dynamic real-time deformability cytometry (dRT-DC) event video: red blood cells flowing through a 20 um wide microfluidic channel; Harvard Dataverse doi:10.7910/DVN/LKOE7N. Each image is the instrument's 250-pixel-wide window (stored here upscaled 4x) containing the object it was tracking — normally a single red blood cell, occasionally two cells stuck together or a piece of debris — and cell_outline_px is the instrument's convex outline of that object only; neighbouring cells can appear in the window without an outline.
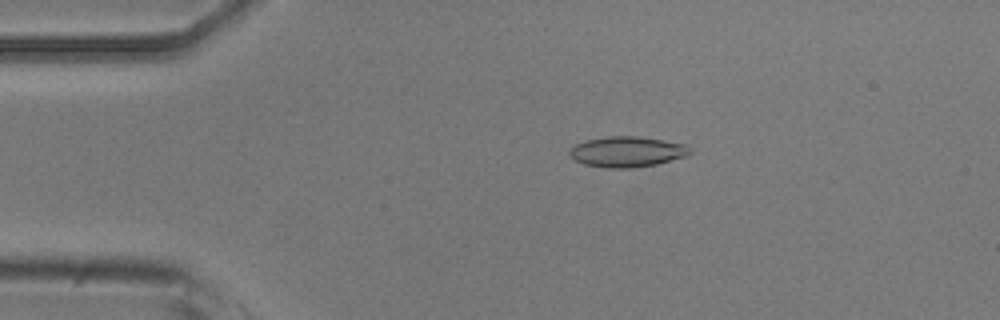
{"species": "common noctule bat (a hibernating species)", "species_latin": "Nyctalus noctula", "temperature_condition": "room temperature", "stored_images_in_passage": 52, "camera_frame_rate_fps": 3000, "um_per_image_px": 0.085, "animal": {"sex": "male", "body_mass_g": 20.5, "forearm_length_mm": 52.5}, "frame": {"image": 1, "passage_image": 10, "time_ms": 3.0, "image_size_px": [1000, 320], "cell_outline_px": [[688, 156], [656, 164], [632, 168], [608, 168], [584, 164], [576, 160], [568, 152], [576, 144], [584, 140], [608, 136], [636, 136], [688, 144]], "centroid_in_image_um": [53.3, 12.89], "position_along_channel_um": 31.7, "area_um2": 21.27}}
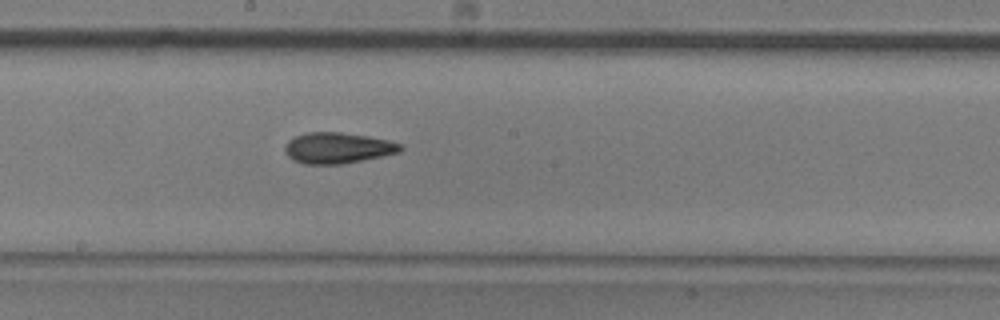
{"frame": {"image": 2, "passage_image": 28, "time_ms": 9.0, "image_size_px": [1000, 320], "cell_outline_px": [[404, 148], [400, 152], [340, 164], [304, 164], [292, 160], [288, 156], [284, 148], [288, 140], [296, 136], [308, 132], [340, 132], [368, 136], [388, 140], [400, 144]], "centroid_in_image_um": [28.68, 12.57], "position_along_channel_um": 219.5, "area_um2": 20.63}}
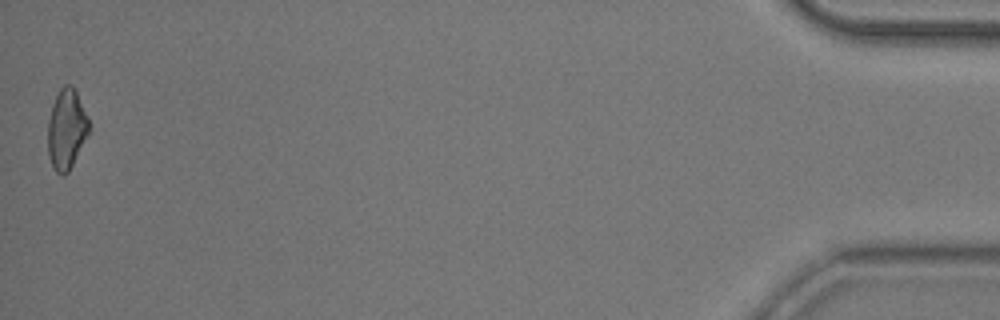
{"frame": {"image": 3, "passage_image": 52, "time_ms": 17.0, "image_size_px": [1000, 320], "cell_outline_px": [[88, 132], [68, 172], [64, 176], [56, 172], [52, 168], [48, 156], [48, 120], [52, 104], [60, 88], [64, 84], [72, 84], [76, 92], [88, 120]], "centroid_in_image_um": [5.6, 10.98], "position_along_channel_um": 429.6, "area_um2": 18.79}, "authors_computed_cell_mechanics": {"area_um2": 20.1144, "velocity_mm_per_s": 3.8368, "shape_relaxation_time_tau1_ms": 9.5047, "shape_relaxation_time_tau2_ms": 3.8035, "deformation_change_tau1": 0.1876, "deformation_change_tau2": 0.111}}